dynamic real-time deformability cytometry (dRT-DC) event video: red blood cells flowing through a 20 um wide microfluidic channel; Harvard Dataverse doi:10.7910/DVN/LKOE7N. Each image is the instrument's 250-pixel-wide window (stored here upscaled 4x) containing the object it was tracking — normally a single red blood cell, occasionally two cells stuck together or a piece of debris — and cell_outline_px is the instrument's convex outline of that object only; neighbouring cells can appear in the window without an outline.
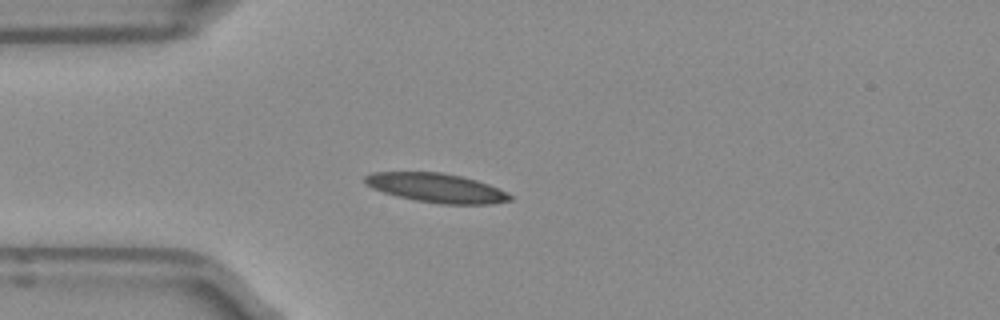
{"species": "Egyptian fruit bat (a non-hibernating species)", "species_latin": "Rousettus aegyptiacus", "temperature_condition": "room temperature", "stored_images_in_passage": 39, "camera_frame_rate_fps": 3000, "um_per_image_px": 0.085, "frame": {"image": 1, "passage_image": 1, "time_ms": 0.0, "image_size_px": [1000, 320], "cell_outline_px": [[512, 200], [492, 204], [440, 204], [416, 200], [396, 196], [372, 188], [364, 180], [364, 176], [372, 172], [440, 172], [460, 176], [476, 180], [488, 184], [512, 196]], "centroid_in_image_um": [37.08, 15.97], "position_along_channel_um": 47.9, "area_um2": 24.39}}
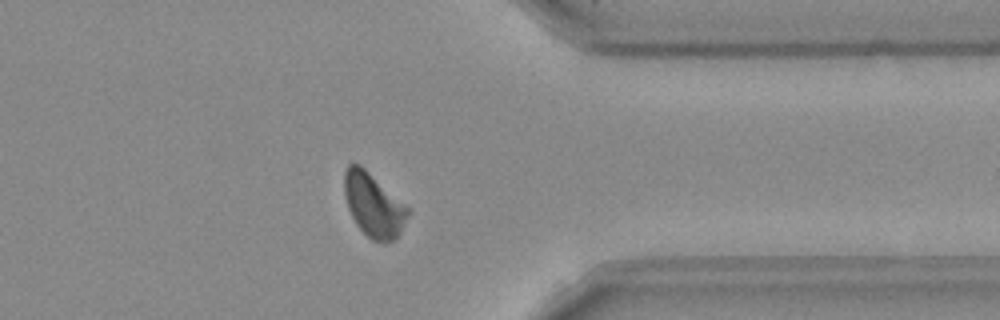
{"frame": {"image": 2, "passage_image": 28, "time_ms": 9.0, "image_size_px": [1000, 320], "cell_outline_px": [[408, 216], [396, 240], [372, 240], [356, 224], [348, 208], [344, 192], [344, 172], [348, 164], [360, 164], [408, 208]], "centroid_in_image_um": [31.72, 17.41], "position_along_channel_um": 379.7, "area_um2": 22.89}}
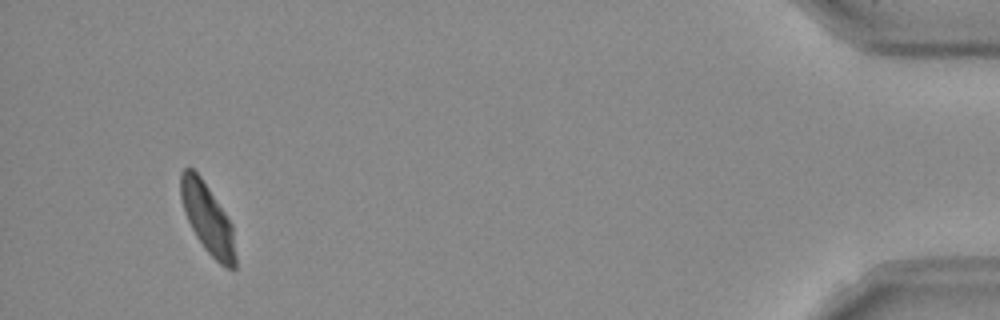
{"frame": {"image": 3, "passage_image": 36, "time_ms": 11.667, "image_size_px": [1000, 320], "cell_outline_px": [[236, 268], [228, 268], [220, 264], [204, 248], [196, 236], [184, 212], [180, 196], [180, 172], [184, 168], [192, 168], [200, 176], [232, 224], [236, 256]], "centroid_in_image_um": [17.63, 18.58], "position_along_channel_um": 417.6, "area_um2": 22.02}, "authors_computed_cell_mechanics": {"area_um2": 23.6402, "velocity_mm_per_s": 3.9225, "shape_relaxation_time_tau1_ms": 8.0401, "shape_relaxation_time_tau2_ms": 2.5935, "deformation_change_tau1": 0.1798, "deformation_change_tau2": 0.0862}}